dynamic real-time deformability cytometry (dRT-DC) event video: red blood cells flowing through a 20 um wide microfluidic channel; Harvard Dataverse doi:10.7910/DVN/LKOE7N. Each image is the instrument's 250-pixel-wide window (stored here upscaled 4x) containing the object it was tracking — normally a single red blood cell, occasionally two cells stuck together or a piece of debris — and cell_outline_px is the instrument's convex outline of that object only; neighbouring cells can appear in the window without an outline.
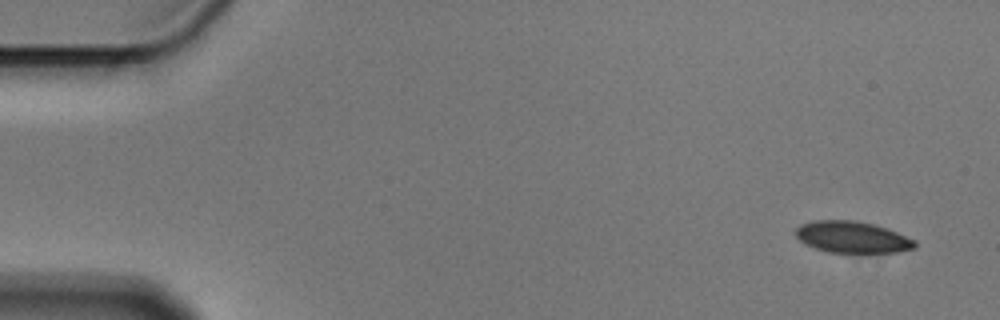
{"species": "Egyptian fruit bat (a non-hibernating species)", "species_latin": "Rousettus aegyptiacus", "temperature_condition": "cold", "stored_images_in_passage": 3, "camera_frame_rate_fps": 3000, "um_per_image_px": 0.085, "animal": {"sex": "male"}, "frame": {"image": 1, "passage_image": 1, "time_ms": 0.0, "image_size_px": [1000, 320], "cell_outline_px": [[916, 248], [896, 252], [828, 252], [804, 244], [796, 236], [796, 228], [800, 224], [812, 220], [856, 220], [876, 224], [888, 228], [916, 240]], "centroid_in_image_um": [72.45, 20.14], "position_along_channel_um": 12.5, "area_um2": 22.08}}
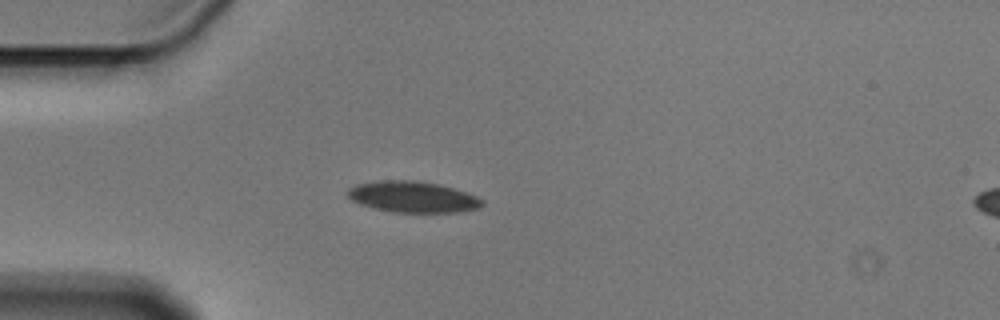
{"frame": {"image": 2, "passage_image": 3, "time_ms": 0.667, "image_size_px": [1000, 320], "cell_outline_px": [[484, 204], [480, 208], [456, 212], [392, 212], [372, 208], [360, 204], [352, 200], [344, 192], [348, 188], [356, 184], [380, 180], [412, 180], [440, 184], [476, 196], [484, 200]], "centroid_in_image_um": [35.04, 16.73], "position_along_channel_um": 50.0, "area_um2": 24.51}}